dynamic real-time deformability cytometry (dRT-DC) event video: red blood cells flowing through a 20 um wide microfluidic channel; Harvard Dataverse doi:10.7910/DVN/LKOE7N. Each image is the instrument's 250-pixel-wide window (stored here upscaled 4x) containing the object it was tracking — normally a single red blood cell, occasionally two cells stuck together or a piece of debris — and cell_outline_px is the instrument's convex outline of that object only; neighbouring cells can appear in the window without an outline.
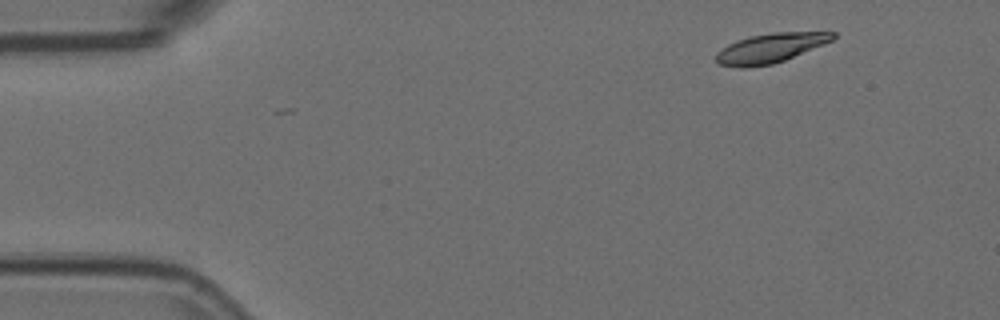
{"species": "Egyptian fruit bat (a non-hibernating species)", "species_latin": "Rousettus aegyptiacus", "temperature_condition": "room temperature", "stored_images_in_passage": 50, "camera_frame_rate_fps": 3000, "um_per_image_px": 0.085, "animal": {"sex": "female"}, "frame": {"image": 1, "passage_image": 1, "time_ms": 0.0, "image_size_px": [1000, 320], "cell_outline_px": [[836, 36], [832, 40], [824, 44], [784, 60], [772, 64], [744, 68], [740, 68], [720, 64], [716, 60], [716, 52], [728, 44], [736, 40], [752, 36], [776, 32], [836, 32]], "centroid_in_image_um": [65.46, 4.09], "position_along_channel_um": 19.5, "area_um2": 19.83}}
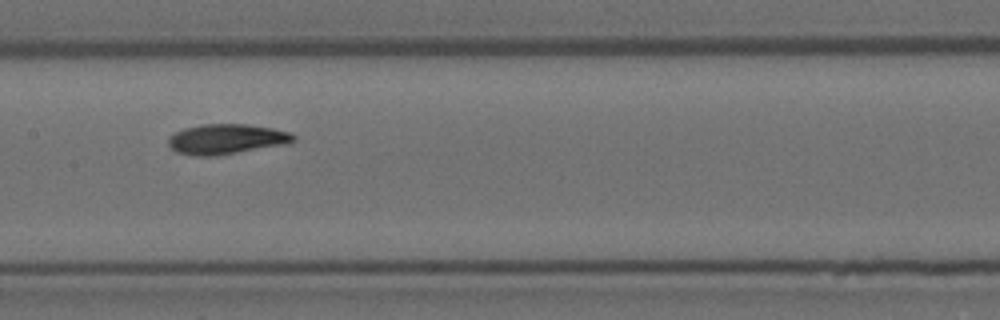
{"frame": {"image": 2, "passage_image": 22, "time_ms": 7.0, "image_size_px": [1000, 320], "cell_outline_px": [[296, 140], [288, 144], [216, 156], [192, 156], [176, 152], [168, 144], [168, 136], [184, 128], [200, 124], [248, 124], [272, 128], [292, 132], [296, 136]], "centroid_in_image_um": [19.27, 11.82], "position_along_channel_um": 188.1, "area_um2": 22.31}}
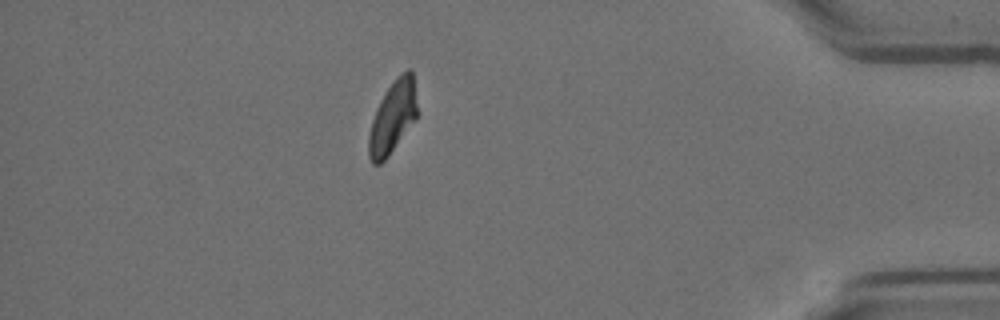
{"frame": {"image": 3, "passage_image": 43, "time_ms": 14.0, "image_size_px": [1000, 320], "cell_outline_px": [[416, 120], [388, 156], [380, 164], [372, 164], [368, 156], [368, 136], [372, 120], [376, 108], [380, 100], [396, 76], [400, 72], [408, 68], [412, 72], [416, 104]], "centroid_in_image_um": [33.35, 9.98], "position_along_channel_um": 401.8, "area_um2": 20.35}, "authors_computed_cell_mechanics": {"area_um2": 20.8947, "velocity_mm_per_s": 3.6851, "shape_relaxation_time_tau1_ms": 4.9129, "shape_relaxation_time_tau2_ms": 2.8301, "deformation_change_tau1": 0.17, "deformation_change_tau2": 0.0664}}